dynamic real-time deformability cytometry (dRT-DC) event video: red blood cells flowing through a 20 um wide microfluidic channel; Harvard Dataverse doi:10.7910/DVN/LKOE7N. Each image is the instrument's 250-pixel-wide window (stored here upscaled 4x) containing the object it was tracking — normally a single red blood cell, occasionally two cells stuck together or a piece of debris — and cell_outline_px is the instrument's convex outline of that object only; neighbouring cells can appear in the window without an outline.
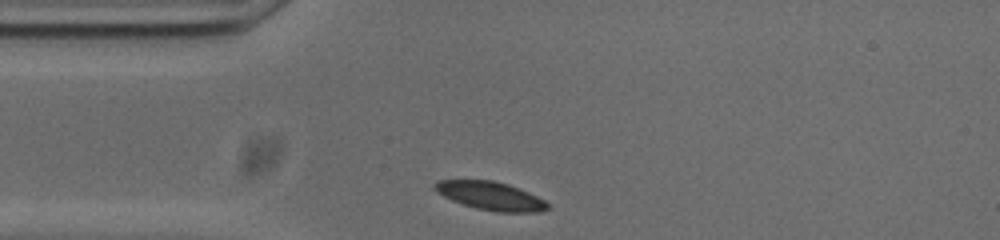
{"species": "common noctule bat (a hibernating species)", "species_latin": "Nyctalus noctula", "temperature_condition": "cold", "stored_images_in_passage": 30, "camera_frame_rate_fps": 3000, "um_per_image_px": 0.085, "animal": {"sex": "male", "body_mass_g": 20.0, "forearm_length_mm": 53.3}, "frame": {"image": 1, "passage_image": 1, "time_ms": 0.0, "image_size_px": [1000, 240], "cell_outline_px": [[548, 208], [540, 212], [496, 212], [476, 208], [452, 200], [436, 192], [432, 188], [432, 184], [440, 180], [492, 180], [508, 184], [528, 192], [544, 200], [548, 204]], "centroid_in_image_um": [41.67, 16.64], "position_along_channel_um": 43.3, "area_um2": 18.55}}
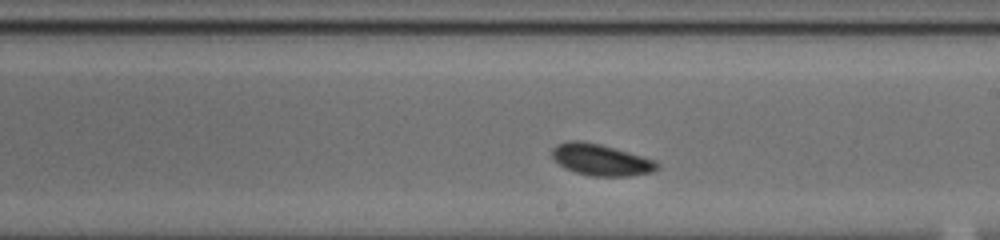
{"frame": {"image": 2, "passage_image": 18, "time_ms": 5.667, "image_size_px": [1000, 240], "cell_outline_px": [[660, 168], [652, 172], [628, 176], [588, 176], [564, 168], [552, 156], [552, 148], [556, 144], [568, 140], [580, 140], [600, 144], [656, 160], [660, 164]], "centroid_in_image_um": [51.08, 13.58], "position_along_channel_um": 237.9, "area_um2": 19.36}}
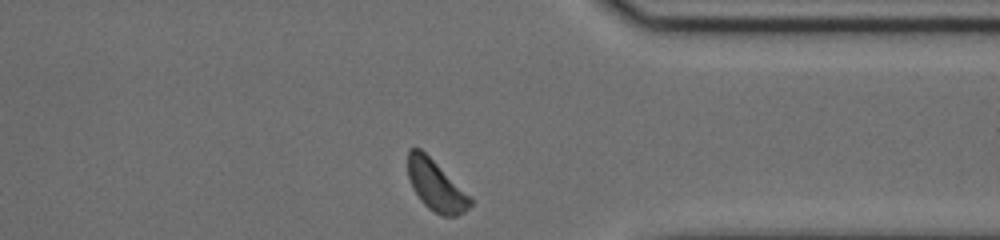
{"frame": {"image": 3, "passage_image": 30, "time_ms": 9.667, "image_size_px": [1000, 240], "cell_outline_px": [[472, 204], [464, 212], [456, 216], [440, 216], [428, 208], [420, 200], [412, 188], [408, 176], [408, 148], [420, 148], [472, 200]], "centroid_in_image_um": [37.0, 15.8], "position_along_channel_um": 374.4, "area_um2": 17.8}, "authors_computed_cell_mechanics": {"area_um2": 18.785, "velocity_mm_per_s": 3.6558, "shape_relaxation_time_tau1_ms": 2.5591, "shape_relaxation_time_tau2_ms": null, "deformation_change_tau1": 0.1037, "deformation_change_tau2": null}}